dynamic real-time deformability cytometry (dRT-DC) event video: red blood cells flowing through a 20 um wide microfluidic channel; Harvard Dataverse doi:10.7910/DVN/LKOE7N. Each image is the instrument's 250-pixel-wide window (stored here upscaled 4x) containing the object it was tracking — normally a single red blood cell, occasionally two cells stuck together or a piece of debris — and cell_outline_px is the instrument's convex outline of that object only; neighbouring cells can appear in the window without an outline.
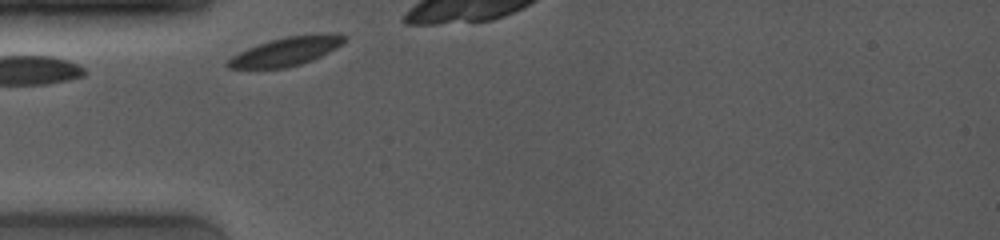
{"species": "common noctule bat (a hibernating species)", "species_latin": "Nyctalus noctula", "temperature_condition": "room temperature", "stored_images_in_passage": 6, "camera_frame_rate_fps": 4000, "um_per_image_px": 0.085, "animal": {"sex": "female", "body_mass_g": 19.0, "forearm_length_mm": 53.3}, "frame": {"image": 1, "passage_image": 1, "time_ms": 0.0, "image_size_px": [1000, 240], "cell_outline_px": [[348, 36], [344, 44], [312, 60], [300, 64], [284, 68], [228, 68], [224, 64], [232, 56], [248, 48], [272, 40], [288, 36], [328, 32], [340, 32]], "centroid_in_image_um": [24.42, 4.34], "position_along_channel_um": 60.6, "area_um2": 19.54}}